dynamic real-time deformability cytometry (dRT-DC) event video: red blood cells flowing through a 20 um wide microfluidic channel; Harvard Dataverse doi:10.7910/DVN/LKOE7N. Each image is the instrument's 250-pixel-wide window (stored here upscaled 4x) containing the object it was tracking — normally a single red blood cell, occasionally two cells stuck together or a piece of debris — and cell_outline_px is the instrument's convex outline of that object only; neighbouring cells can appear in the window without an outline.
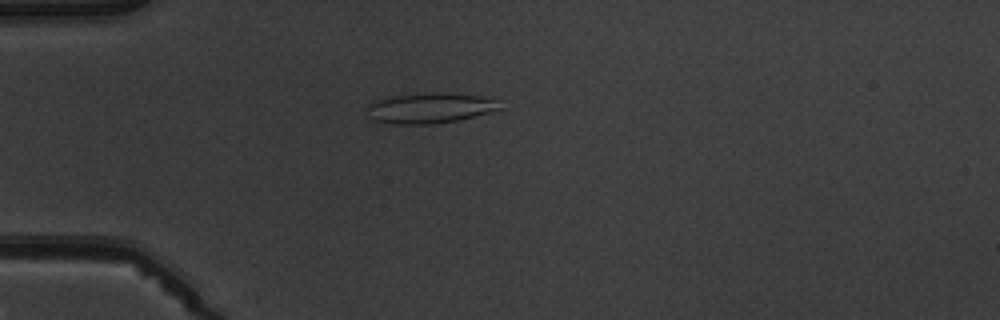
{"species": "common noctule bat (a hibernating species)", "species_latin": "Nyctalus noctula", "temperature_condition": "warm", "stored_images_in_passage": 5, "camera_frame_rate_fps": 3000, "um_per_image_px": 0.085, "animal": {"sex": "male", "body_mass_g": 19.5, "forearm_length_mm": 54.6}, "frame": {"image": 1, "passage_image": 5, "time_ms": 4.667, "image_size_px": [1000, 320], "cell_outline_px": [[500, 108], [488, 112], [456, 120], [432, 124], [396, 124], [376, 120], [368, 116], [368, 104], [376, 100], [388, 96], [432, 92], [448, 92], [500, 96]], "centroid_in_image_um": [36.64, 9.13], "position_along_channel_um": 48.4, "area_um2": 23.99}}